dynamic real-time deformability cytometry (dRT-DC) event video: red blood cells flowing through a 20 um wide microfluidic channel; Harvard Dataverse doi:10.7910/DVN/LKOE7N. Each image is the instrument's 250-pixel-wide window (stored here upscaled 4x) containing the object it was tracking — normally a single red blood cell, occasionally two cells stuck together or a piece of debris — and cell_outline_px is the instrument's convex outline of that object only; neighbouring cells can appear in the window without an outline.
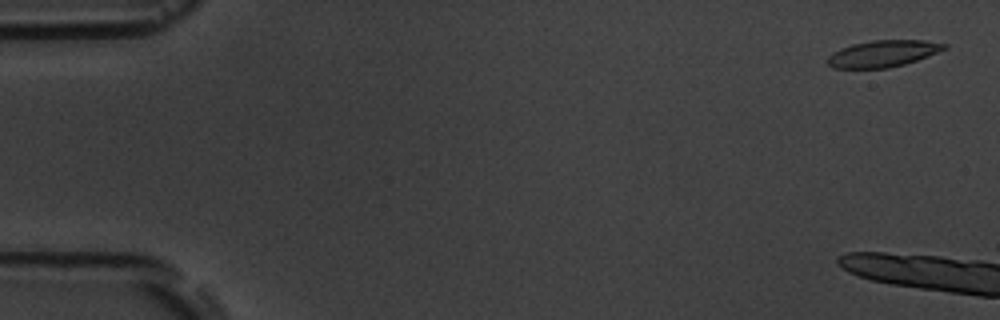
{"species": "common noctule bat (a hibernating species)", "species_latin": "Nyctalus noctula", "temperature_condition": "room temperature", "stored_images_in_passage": 3, "camera_frame_rate_fps": 3000, "um_per_image_px": 0.085, "animal": {"sex": "male", "body_mass_g": 19.5, "forearm_length_mm": 54.6}, "frame": {"image": 1, "passage_image": 1, "time_ms": 0.0, "image_size_px": [1000, 320], "cell_outline_px": [[948, 48], [928, 56], [904, 64], [888, 68], [832, 68], [828, 64], [828, 56], [832, 52], [840, 48], [852, 44], [872, 40], [924, 40], [948, 44]], "centroid_in_image_um": [75.05, 4.55], "position_along_channel_um": 10.0, "area_um2": 18.15}}